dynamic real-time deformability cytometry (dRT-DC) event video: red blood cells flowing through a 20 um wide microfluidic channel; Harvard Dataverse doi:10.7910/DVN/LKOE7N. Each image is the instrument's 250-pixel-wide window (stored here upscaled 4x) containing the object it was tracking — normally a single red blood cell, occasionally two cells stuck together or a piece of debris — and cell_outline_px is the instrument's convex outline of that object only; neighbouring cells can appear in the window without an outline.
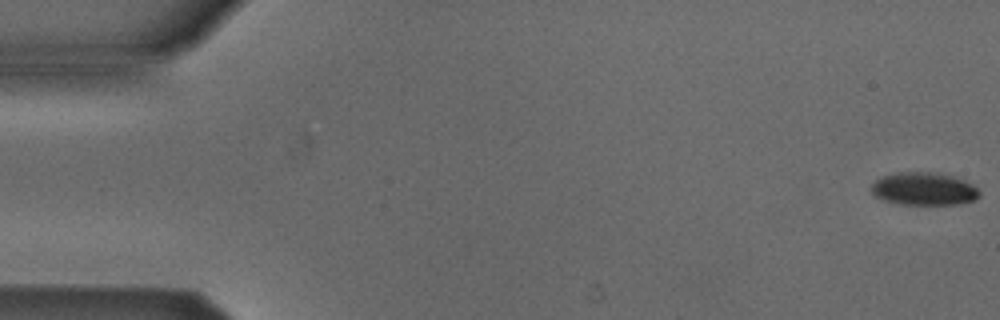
{"species": "Egyptian fruit bat (a non-hibernating species)", "species_latin": "Rousettus aegyptiacus", "temperature_condition": "cold", "stored_images_in_passage": 48, "camera_frame_rate_fps": 3000, "um_per_image_px": 0.085, "animal": {"sex": "male"}, "frame": {"image": 1, "passage_image": 1, "time_ms": 0.0, "image_size_px": [1000, 320], "cell_outline_px": [[980, 196], [976, 200], [960, 204], [900, 204], [884, 200], [872, 196], [872, 184], [876, 180], [884, 176], [896, 172], [936, 172], [952, 176], [964, 180], [972, 184], [980, 192]], "centroid_in_image_um": [78.54, 16.05], "position_along_channel_um": 6.5, "area_um2": 20.75}}
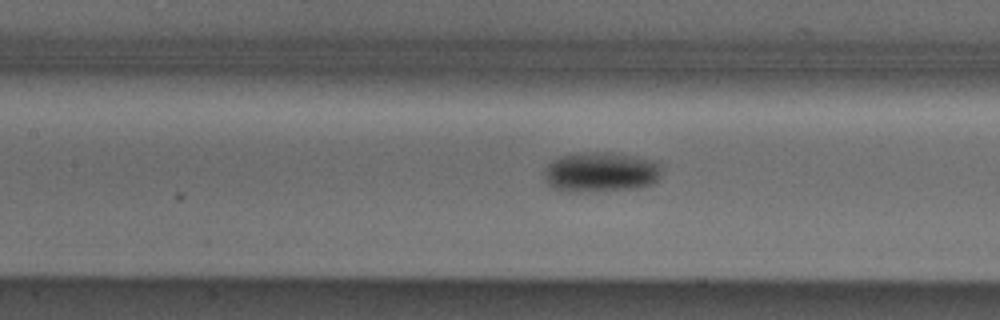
{"frame": {"image": 2, "passage_image": 24, "time_ms": 7.667, "image_size_px": [1000, 320], "cell_outline_px": [[660, 180], [652, 184], [640, 188], [596, 192], [568, 192], [552, 188], [544, 180], [544, 168], [552, 160], [560, 156], [576, 152], [612, 152], [636, 156], [656, 160], [660, 164]], "centroid_in_image_um": [51.06, 14.63], "position_along_channel_um": 156.3, "area_um2": 28.32}}
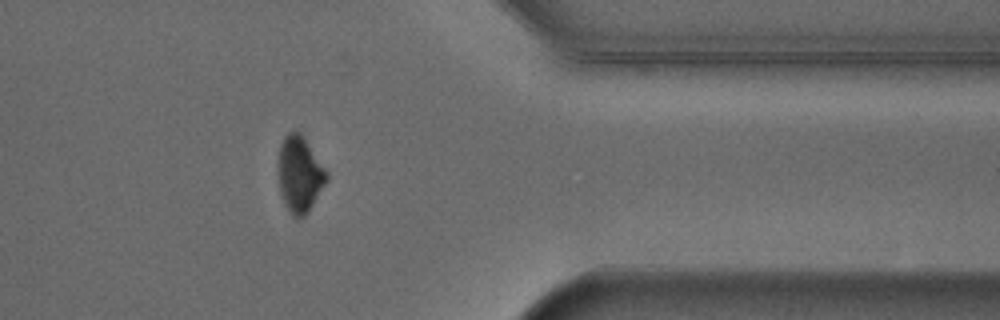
{"frame": {"image": 3, "passage_image": 43, "time_ms": 14.0, "image_size_px": [1000, 320], "cell_outline_px": [[328, 180], [308, 212], [304, 216], [296, 220], [292, 216], [284, 204], [280, 192], [280, 144], [284, 136], [288, 132], [300, 132], [304, 136], [328, 172]], "centroid_in_image_um": [25.51, 14.83], "position_along_channel_um": 385.9, "area_um2": 21.33}}